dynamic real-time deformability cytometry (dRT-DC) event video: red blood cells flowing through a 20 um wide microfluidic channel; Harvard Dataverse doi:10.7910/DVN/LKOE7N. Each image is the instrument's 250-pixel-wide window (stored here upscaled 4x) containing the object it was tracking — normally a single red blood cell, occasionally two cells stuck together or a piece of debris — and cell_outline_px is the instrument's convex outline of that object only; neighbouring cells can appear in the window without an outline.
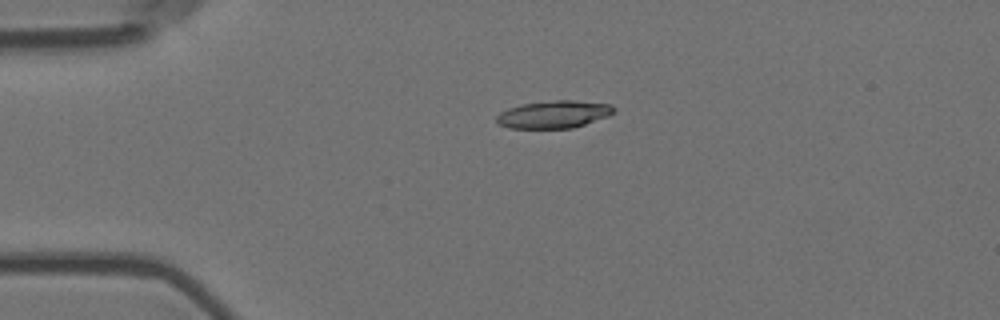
{"species": "Egyptian fruit bat (a non-hibernating species)", "species_latin": "Rousettus aegyptiacus", "temperature_condition": "room temperature", "stored_images_in_passage": 2, "camera_frame_rate_fps": 3000, "um_per_image_px": 0.085, "animal": {"sex": "female"}, "frame": {"image": 1, "passage_image": 1, "time_ms": 0.0, "image_size_px": [1000, 320], "cell_outline_px": [[616, 112], [608, 116], [572, 128], [508, 128], [496, 124], [496, 116], [500, 112], [508, 108], [520, 104], [556, 100], [572, 100], [612, 104], [616, 108]], "centroid_in_image_um": [47.06, 9.72], "position_along_channel_um": 37.9, "area_um2": 18.96}}